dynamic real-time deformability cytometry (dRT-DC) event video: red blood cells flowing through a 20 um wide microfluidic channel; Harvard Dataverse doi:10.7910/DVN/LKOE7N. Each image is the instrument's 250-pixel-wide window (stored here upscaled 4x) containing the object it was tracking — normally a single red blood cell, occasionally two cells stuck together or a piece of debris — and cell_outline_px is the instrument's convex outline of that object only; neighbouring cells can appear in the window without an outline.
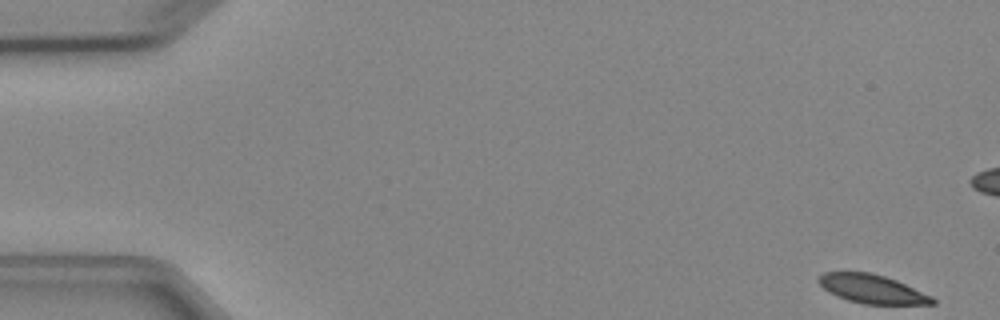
{"species": "Egyptian fruit bat (a non-hibernating species)", "species_latin": "Rousettus aegyptiacus", "temperature_condition": "cold", "stored_images_in_passage": 5, "camera_frame_rate_fps": 3000, "um_per_image_px": 0.085, "animal": {"sex": "female"}, "frame": {"image": 1, "passage_image": 1, "time_ms": 0.0, "image_size_px": [1000, 320], "cell_outline_px": [[936, 304], [864, 304], [848, 300], [836, 296], [828, 292], [816, 280], [824, 272], [868, 272], [884, 276], [896, 280], [932, 296], [936, 300]], "centroid_in_image_um": [74.12, 24.57], "position_along_channel_um": 10.9, "area_um2": 18.96}}